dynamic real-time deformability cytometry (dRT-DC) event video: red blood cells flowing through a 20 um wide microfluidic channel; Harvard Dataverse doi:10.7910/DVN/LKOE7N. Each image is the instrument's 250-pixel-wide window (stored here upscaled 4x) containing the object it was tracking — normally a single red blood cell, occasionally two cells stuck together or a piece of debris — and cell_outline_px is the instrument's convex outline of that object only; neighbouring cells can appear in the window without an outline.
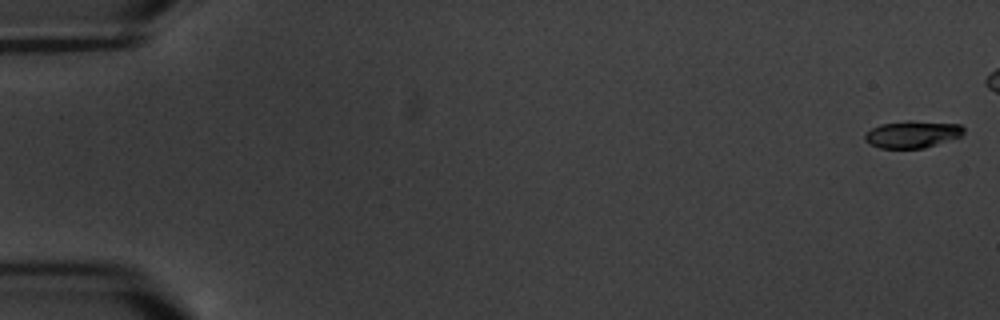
{"species": "common noctule bat (a hibernating species)", "species_latin": "Nyctalus noctula", "temperature_condition": "warm", "stored_images_in_passage": 8, "camera_frame_rate_fps": 3000, "um_per_image_px": 0.085, "animal": {"sex": "male", "body_mass_g": 20.1, "forearm_length_mm": 53.5}, "frame": {"image": 1, "passage_image": 1, "time_ms": 0.0, "image_size_px": [1000, 320], "cell_outline_px": [[964, 132], [960, 136], [924, 148], [880, 148], [868, 144], [864, 140], [864, 136], [872, 128], [880, 124], [908, 120], [912, 120], [960, 124], [964, 128]], "centroid_in_image_um": [77.52, 11.4], "position_along_channel_um": 7.5, "area_um2": 15.61}}